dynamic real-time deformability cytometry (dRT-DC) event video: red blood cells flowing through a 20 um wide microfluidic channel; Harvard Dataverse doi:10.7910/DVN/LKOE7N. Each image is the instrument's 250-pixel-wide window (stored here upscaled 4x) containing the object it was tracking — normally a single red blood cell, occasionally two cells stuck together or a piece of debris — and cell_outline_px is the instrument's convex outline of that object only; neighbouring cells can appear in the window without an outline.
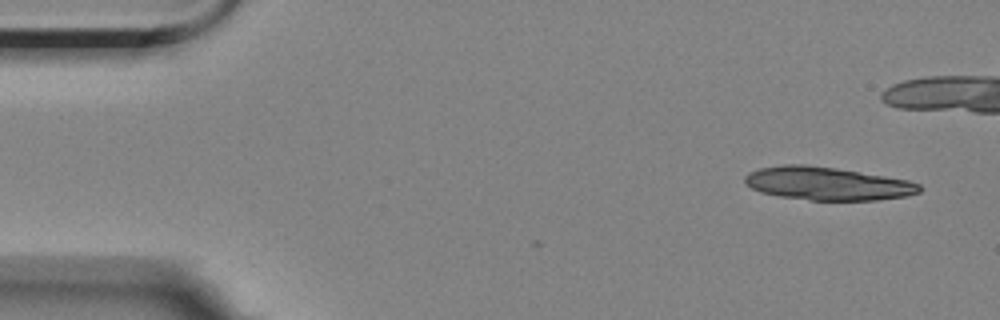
{"species": "Egyptian fruit bat (a non-hibernating species)", "species_latin": "Rousettus aegyptiacus", "temperature_condition": "room temperature", "stored_images_in_passage": 2, "camera_frame_rate_fps": 3000, "um_per_image_px": 0.085, "animal": {"sex": "female"}, "frame": {"image": 1, "passage_image": 2, "time_ms": 1.333, "image_size_px": [1000, 320], "cell_outline_px": [[924, 188], [920, 192], [908, 196], [876, 200], [812, 200], [780, 196], [760, 192], [744, 184], [744, 176], [748, 172], [760, 168], [784, 164], [804, 164], [836, 168], [908, 180], [920, 184]], "centroid_in_image_um": [70.32, 15.6], "position_along_channel_um": 14.7, "area_um2": 33.81}}